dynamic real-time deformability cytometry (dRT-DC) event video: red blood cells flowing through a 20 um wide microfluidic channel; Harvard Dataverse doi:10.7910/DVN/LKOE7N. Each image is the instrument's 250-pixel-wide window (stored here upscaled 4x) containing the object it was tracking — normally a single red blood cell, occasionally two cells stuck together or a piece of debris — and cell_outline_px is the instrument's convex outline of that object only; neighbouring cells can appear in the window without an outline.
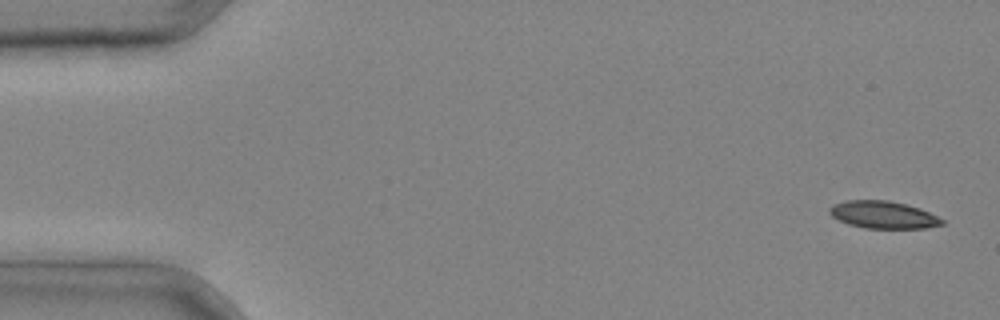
{"species": "common noctule bat (a hibernating species)", "species_latin": "Nyctalus noctula", "temperature_condition": "cold", "stored_images_in_passage": 3, "camera_frame_rate_fps": 3000, "um_per_image_px": 0.085, "animal": {"sex": "male", "body_mass_g": 20.4}, "frame": {"image": 1, "passage_image": 1, "time_ms": 0.0, "image_size_px": [1000, 320], "cell_outline_px": [[944, 224], [924, 228], [864, 228], [848, 224], [832, 216], [828, 212], [828, 208], [832, 204], [844, 200], [888, 200], [920, 208], [944, 220]], "centroid_in_image_um": [75.03, 18.25], "position_along_channel_um": 10.0, "area_um2": 17.92}}